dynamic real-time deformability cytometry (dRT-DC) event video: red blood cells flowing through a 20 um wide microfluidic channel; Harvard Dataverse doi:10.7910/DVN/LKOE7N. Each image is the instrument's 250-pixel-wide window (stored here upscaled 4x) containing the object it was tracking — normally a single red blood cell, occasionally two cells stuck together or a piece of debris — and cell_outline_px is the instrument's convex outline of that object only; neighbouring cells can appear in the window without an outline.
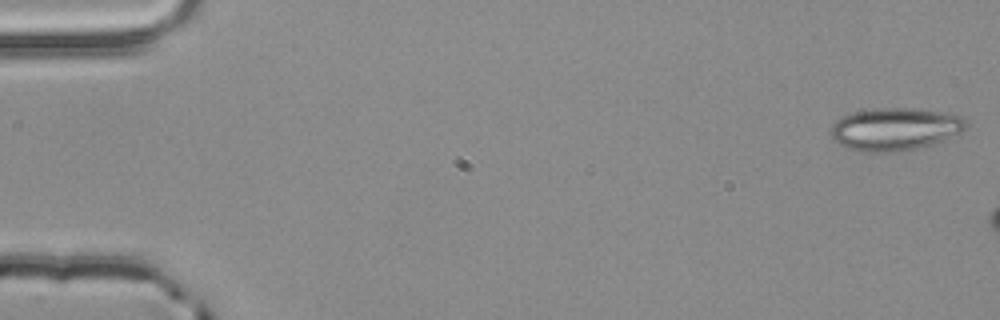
{"species": "common noctule bat (a hibernating species)", "species_latin": "Nyctalus noctula", "temperature_condition": "room temperature", "stored_images_in_passage": 10, "camera_frame_rate_fps": 3000, "um_per_image_px": 0.085, "animal": {"sex": "male", "body_mass_g": 20.4}, "frame": {"image": 1, "passage_image": 1, "time_ms": 0.0, "image_size_px": [1000, 320], "cell_outline_px": [[968, 124], [960, 132], [932, 144], [916, 148], [888, 152], [864, 152], [848, 148], [840, 144], [832, 136], [832, 124], [836, 120], [852, 112], [876, 108], [912, 108], [944, 112], [960, 116]], "centroid_in_image_um": [76.06, 10.96], "position_along_channel_um": 8.9, "area_um2": 33.12}}